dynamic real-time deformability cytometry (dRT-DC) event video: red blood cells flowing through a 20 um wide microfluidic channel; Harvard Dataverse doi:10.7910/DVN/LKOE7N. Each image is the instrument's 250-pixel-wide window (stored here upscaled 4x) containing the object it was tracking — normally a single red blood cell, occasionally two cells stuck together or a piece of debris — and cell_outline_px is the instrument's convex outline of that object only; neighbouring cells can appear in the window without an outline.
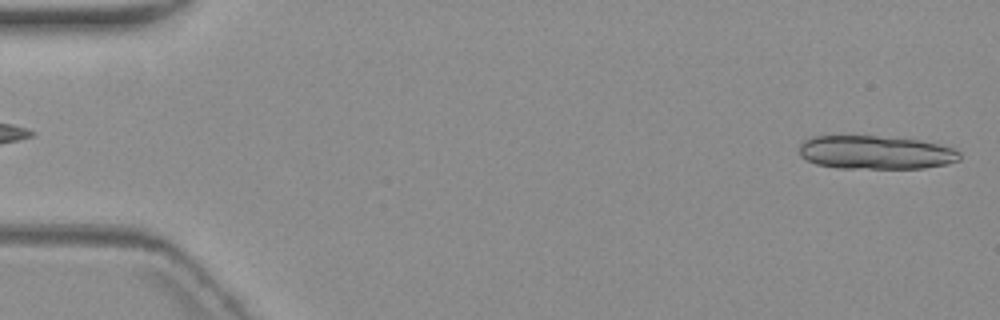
{"species": "common noctule bat (a hibernating species)", "species_latin": "Nyctalus noctula", "temperature_condition": "warm", "stored_images_in_passage": 4, "segment_of_instrument_passage": [2, 2], "camera_frame_rate_fps": 3000, "um_per_image_px": 0.085, "animal": {"sex": "female", "body_mass_g": 19.3, "forearm_length_mm": 54.1}, "frame": {"image": 1, "passage_image": 4, "time_ms": 4.667, "image_size_px": [1000, 320], "cell_outline_px": [[960, 160], [948, 164], [924, 168], [836, 168], [816, 164], [800, 156], [800, 144], [804, 140], [812, 136], [876, 136], [920, 140], [940, 144], [952, 148], [960, 152]], "centroid_in_image_um": [74.44, 12.96], "position_along_channel_um": 10.6, "area_um2": 31.44}}